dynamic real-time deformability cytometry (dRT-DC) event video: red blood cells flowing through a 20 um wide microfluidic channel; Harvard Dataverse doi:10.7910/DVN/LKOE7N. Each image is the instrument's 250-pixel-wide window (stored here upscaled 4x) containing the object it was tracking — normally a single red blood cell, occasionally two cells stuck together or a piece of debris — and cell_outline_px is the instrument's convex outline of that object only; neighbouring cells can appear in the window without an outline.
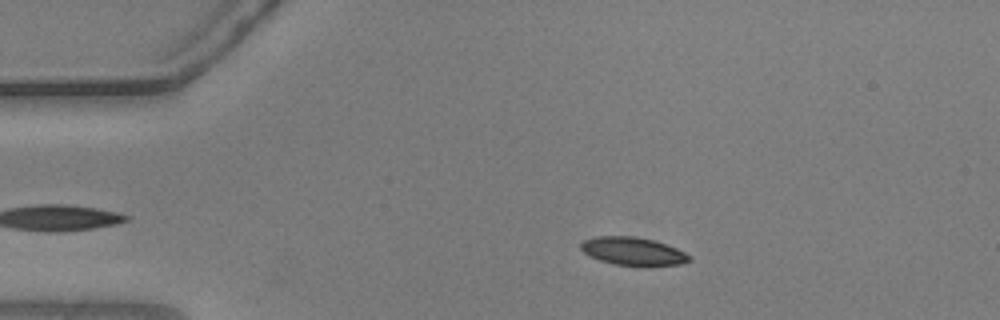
{"species": "common noctule bat (a hibernating species)", "species_latin": "Nyctalus noctula", "temperature_condition": "warm", "stored_images_in_passage": 48, "camera_frame_rate_fps": 3000, "um_per_image_px": 0.085, "animal": {"sex": "male", "body_mass_g": 20.5, "forearm_length_mm": 52.5}, "frame": {"image": 1, "passage_image": 10, "time_ms": 3.0, "image_size_px": [1000, 320], "cell_outline_px": [[692, 260], [680, 264], [648, 268], [640, 268], [616, 264], [600, 260], [584, 252], [580, 248], [580, 244], [584, 240], [596, 236], [636, 236], [652, 240], [676, 248], [692, 256]], "centroid_in_image_um": [53.86, 21.39], "position_along_channel_um": 31.1, "area_um2": 18.15}}
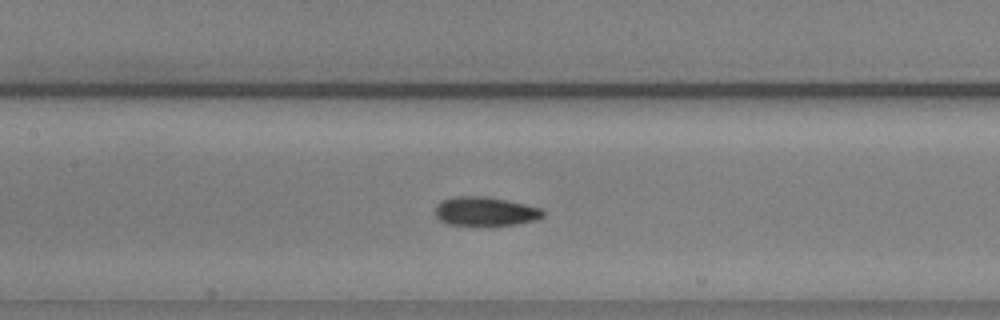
{"frame": {"image": 2, "passage_image": 25, "time_ms": 8.0, "image_size_px": [1000, 320], "cell_outline_px": [[544, 216], [536, 220], [516, 224], [492, 228], [468, 228], [448, 224], [436, 220], [436, 204], [452, 196], [484, 196], [524, 204], [540, 208], [544, 212]], "centroid_in_image_um": [41.19, 18.04], "position_along_channel_um": 166.2, "area_um2": 19.19}}
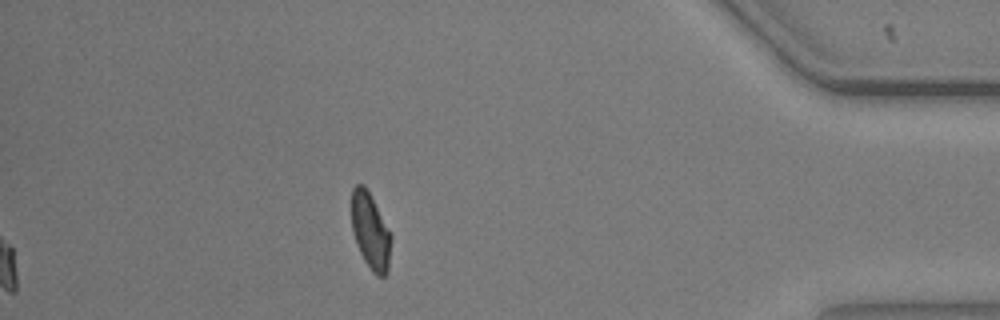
{"frame": {"image": 3, "passage_image": 48, "time_ms": 15.667, "image_size_px": [1000, 320], "cell_outline_px": [[392, 240], [388, 272], [384, 276], [376, 276], [372, 272], [364, 260], [356, 244], [352, 232], [352, 188], [356, 184], [364, 184], [392, 232]], "centroid_in_image_um": [31.51, 19.66], "position_along_channel_um": 403.7, "area_um2": 17.92}, "authors_computed_cell_mechanics": {"area_um2": 18.1492, "velocity_mm_per_s": 3.6722, "shape_relaxation_time_tau1_ms": 2.9302, "shape_relaxation_time_tau2_ms": 2.3991, "deformation_change_tau1": 0.1407, "deformation_change_tau2": 0.0822}}